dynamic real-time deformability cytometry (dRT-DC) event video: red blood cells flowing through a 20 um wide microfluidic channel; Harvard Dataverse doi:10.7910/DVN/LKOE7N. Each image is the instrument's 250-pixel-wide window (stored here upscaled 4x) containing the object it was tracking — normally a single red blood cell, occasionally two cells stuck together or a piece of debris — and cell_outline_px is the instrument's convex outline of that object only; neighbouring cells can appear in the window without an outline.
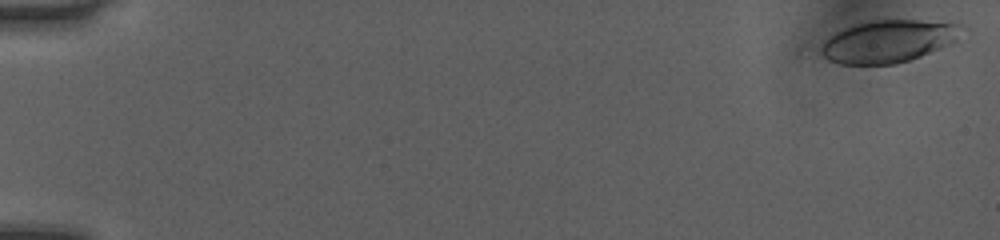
{"species": "human", "species_latin": "Homo sapiens", "temperature_condition": "room temperature", "stored_images_in_passage": 51, "camera_frame_rate_fps": 3000, "um_per_image_px": 0.085, "donor": {"sex": "female"}, "frame": {"image": 1, "passage_image": 1, "time_ms": 0.0, "image_size_px": [1000, 240], "cell_outline_px": [[964, 24], [952, 40], [920, 56], [896, 64], [840, 64], [828, 60], [820, 52], [820, 48], [824, 40], [836, 32], [852, 24], [868, 20], [920, 20]], "centroid_in_image_um": [75.38, 3.5], "position_along_channel_um": 9.6, "area_um2": 34.1}}
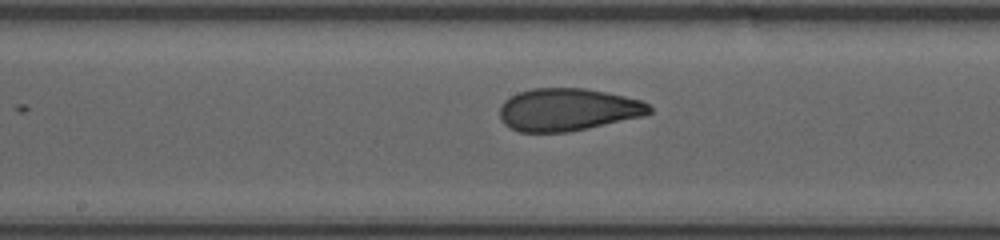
{"frame": {"image": 2, "passage_image": 28, "time_ms": 9.0, "image_size_px": [1000, 240], "cell_outline_px": [[652, 112], [644, 116], [588, 128], [568, 132], [520, 132], [504, 124], [500, 116], [500, 104], [504, 100], [520, 92], [532, 88], [584, 88], [608, 92], [640, 100], [648, 104], [652, 108]], "centroid_in_image_um": [48.27, 9.31], "position_along_channel_um": 199.9, "area_um2": 37.11}}
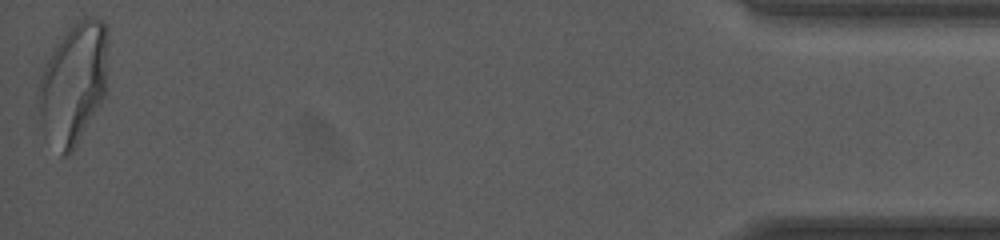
{"frame": {"image": 3, "passage_image": 51, "time_ms": 16.667, "image_size_px": [1000, 240], "cell_outline_px": [[108, 40], [104, 96], [100, 104], [72, 152], [68, 156], [60, 156], [44, 136], [40, 124], [36, 92], [40, 76], [56, 44], [80, 20], [88, 16], [96, 16], [104, 20], [108, 32]], "centroid_in_image_um": [6.22, 7.14], "position_along_channel_um": 429.0, "area_um2": 49.3}, "authors_computed_cell_mechanics": {"area_um2": 37.2232, "velocity_mm_per_s": 4.0708, "shape_relaxation_time_tau1_ms": 7.8237, "shape_relaxation_time_tau2_ms": 0.9902, "deformation_change_tau1": 0.2209, "deformation_change_tau2": 0.0717}}